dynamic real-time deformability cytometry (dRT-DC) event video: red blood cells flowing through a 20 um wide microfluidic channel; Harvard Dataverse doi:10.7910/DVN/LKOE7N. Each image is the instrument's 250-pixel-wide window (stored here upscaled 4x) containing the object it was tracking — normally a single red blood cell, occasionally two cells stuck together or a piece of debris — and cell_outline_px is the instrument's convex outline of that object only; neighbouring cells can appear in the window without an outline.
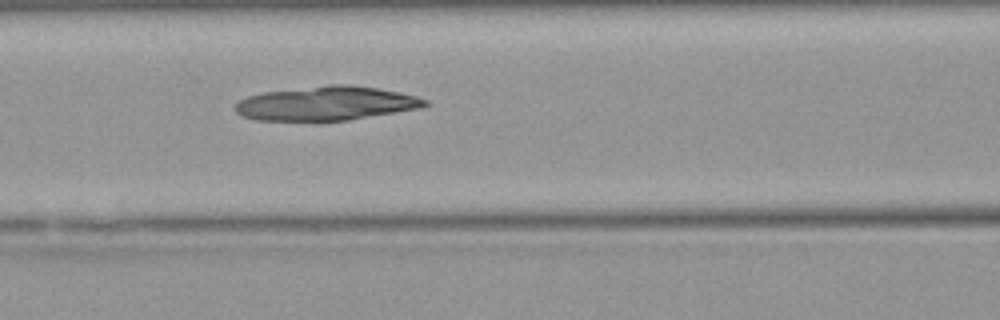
{"species": "Egyptian fruit bat (a non-hibernating species)", "species_latin": "Rousettus aegyptiacus", "temperature_condition": "warm", "stored_images_in_passage": 33, "camera_frame_rate_fps": 3000, "um_per_image_px": 0.085, "animal": {"sex": "female"}, "frame": {"image": 1, "passage_image": 12, "time_ms": 3.667, "image_size_px": [1000, 320], "cell_outline_px": [[428, 104], [420, 108], [348, 120], [256, 120], [240, 116], [236, 112], [236, 104], [240, 100], [248, 96], [264, 92], [328, 84], [352, 84], [400, 92], [416, 96], [428, 100]], "centroid_in_image_um": [27.74, 8.78], "position_along_channel_um": 138.9, "area_um2": 37.51}}
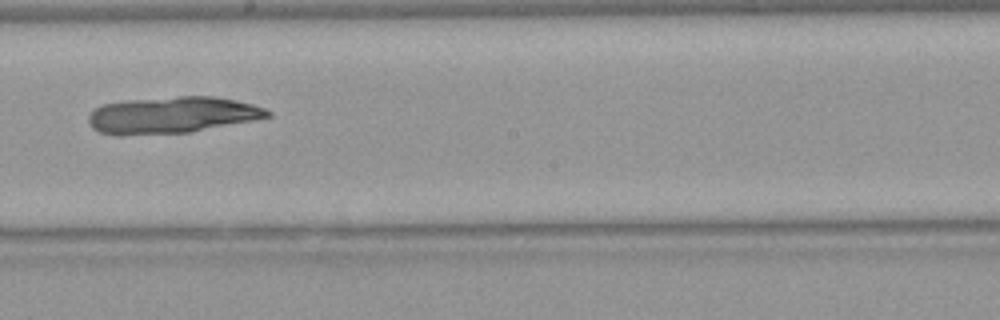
{"frame": {"image": 2, "passage_image": 19, "time_ms": 6.0, "image_size_px": [1000, 320], "cell_outline_px": [[272, 116], [256, 120], [188, 132], [120, 136], [116, 136], [100, 132], [92, 128], [88, 124], [88, 116], [96, 108], [104, 104], [128, 100], [180, 96], [216, 96], [252, 104], [264, 108], [272, 112]], "centroid_in_image_um": [14.62, 9.79], "position_along_channel_um": 233.6, "area_um2": 38.32}}
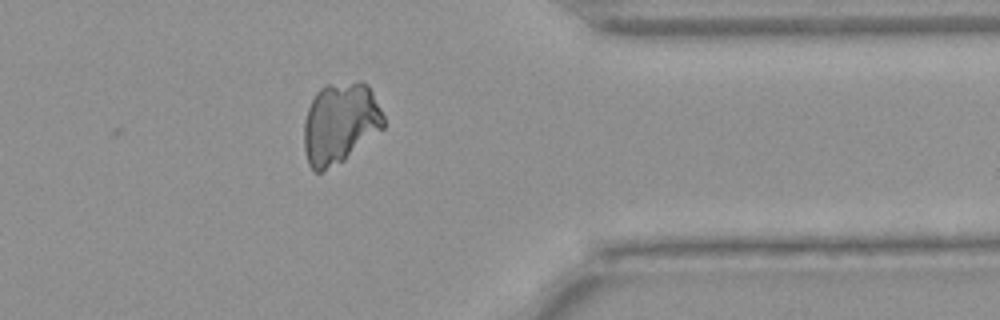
{"frame": {"image": 3, "passage_image": 31, "time_ms": 10.0, "image_size_px": [1000, 320], "cell_outline_px": [[384, 128], [344, 160], [320, 172], [316, 172], [308, 164], [304, 148], [304, 120], [308, 108], [316, 92], [324, 84], [360, 80], [368, 84], [384, 116]], "centroid_in_image_um": [28.9, 10.43], "position_along_channel_um": 382.5, "area_um2": 37.8}}